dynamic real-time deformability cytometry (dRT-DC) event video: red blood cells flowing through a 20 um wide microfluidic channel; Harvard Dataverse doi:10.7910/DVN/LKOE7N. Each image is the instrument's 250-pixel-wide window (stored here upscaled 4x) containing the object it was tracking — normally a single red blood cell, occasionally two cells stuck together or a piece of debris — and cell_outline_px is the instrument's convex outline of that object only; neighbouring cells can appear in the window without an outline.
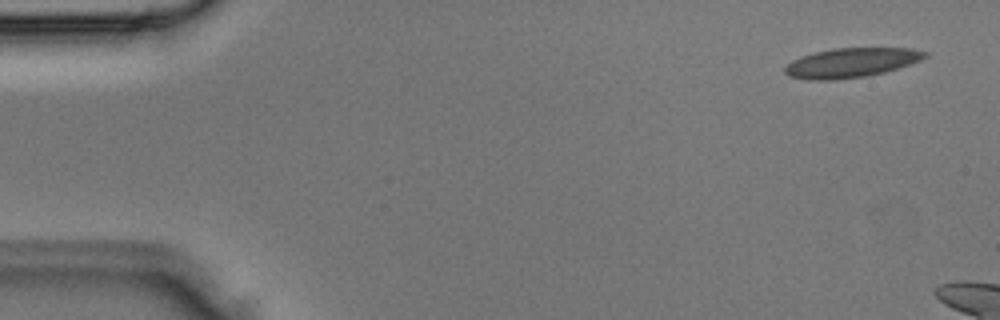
{"species": "Egyptian fruit bat (a non-hibernating species)", "species_latin": "Rousettus aegyptiacus", "temperature_condition": "room temperature", "stored_images_in_passage": 4, "camera_frame_rate_fps": 3000, "um_per_image_px": 0.085, "animal": {"sex": "male"}, "frame": {"image": 1, "passage_image": 1, "time_ms": 0.0, "image_size_px": [1000, 320], "cell_outline_px": [[928, 56], [912, 64], [884, 72], [864, 76], [836, 80], [808, 80], [788, 76], [784, 72], [784, 68], [792, 60], [800, 56], [832, 48], [912, 48], [928, 52]], "centroid_in_image_um": [72.35, 5.33], "position_along_channel_um": 12.6, "area_um2": 24.16}}